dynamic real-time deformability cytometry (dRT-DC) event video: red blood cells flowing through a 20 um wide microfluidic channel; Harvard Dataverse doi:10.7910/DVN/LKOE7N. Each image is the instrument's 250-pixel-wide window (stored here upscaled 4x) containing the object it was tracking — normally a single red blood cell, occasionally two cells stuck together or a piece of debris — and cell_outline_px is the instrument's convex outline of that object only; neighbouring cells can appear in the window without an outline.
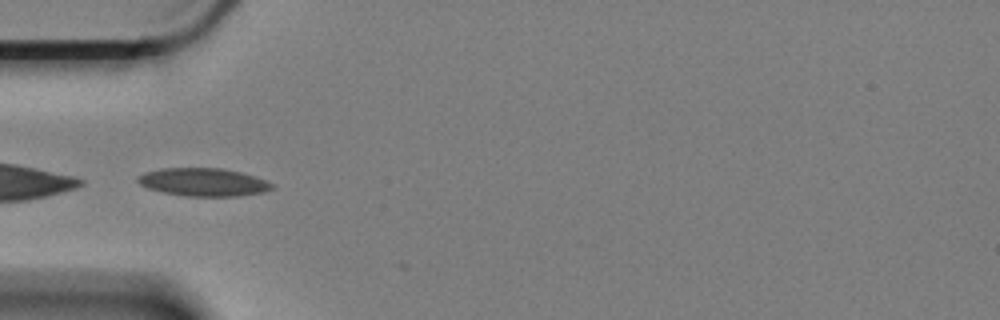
{"species": "Egyptian fruit bat (a non-hibernating species)", "species_latin": "Rousettus aegyptiacus", "temperature_condition": "cold", "stored_images_in_passage": 2, "camera_frame_rate_fps": 3000, "um_per_image_px": 0.085, "animal": {"sex": "female"}, "frame": {"image": 1, "passage_image": 1, "time_ms": 0.0, "image_size_px": [1000, 320], "cell_outline_px": [[276, 188], [264, 192], [240, 196], [184, 196], [164, 192], [148, 188], [140, 184], [136, 180], [136, 176], [144, 172], [160, 168], [220, 168], [240, 172], [276, 184]], "centroid_in_image_um": [17.28, 15.48], "position_along_channel_um": 67.7, "area_um2": 22.02}}